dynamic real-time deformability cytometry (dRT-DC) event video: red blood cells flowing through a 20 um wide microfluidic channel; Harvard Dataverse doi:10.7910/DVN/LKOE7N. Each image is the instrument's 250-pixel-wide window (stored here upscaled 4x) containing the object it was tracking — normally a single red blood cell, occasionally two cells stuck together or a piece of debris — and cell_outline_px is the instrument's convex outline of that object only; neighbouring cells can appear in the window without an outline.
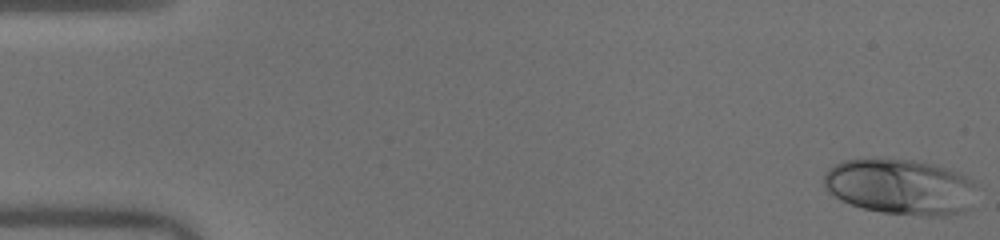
{"species": "human", "species_latin": "Homo sapiens", "temperature_condition": "warm", "stored_images_in_passage": 50, "camera_frame_rate_fps": 3000, "um_per_image_px": 0.085, "donor": {"sex": "male"}, "frame": {"image": 1, "passage_image": 1, "time_ms": 0.0, "image_size_px": [1000, 240], "cell_outline_px": [[976, 184], [972, 208], [964, 212], [944, 216], [924, 216], [880, 212], [864, 208], [852, 204], [836, 196], [824, 188], [824, 176], [828, 168], [844, 160], [880, 156], [912, 160], [932, 164], [960, 172], [972, 180]], "centroid_in_image_um": [76.57, 15.85], "position_along_channel_um": 8.4, "area_um2": 50.4}}
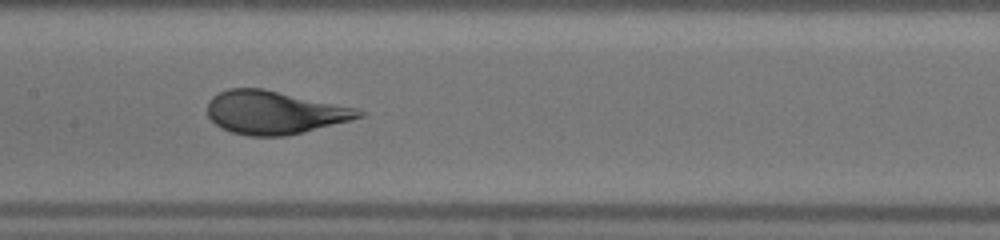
{"frame": {"image": 2, "passage_image": 25, "time_ms": 8.0, "image_size_px": [1000, 240], "cell_outline_px": [[364, 116], [304, 132], [284, 136], [248, 136], [232, 132], [220, 128], [208, 116], [208, 100], [212, 96], [228, 88], [264, 88], [356, 108], [364, 112]], "centroid_in_image_um": [23.28, 9.55], "position_along_channel_um": 184.1, "area_um2": 37.97}}
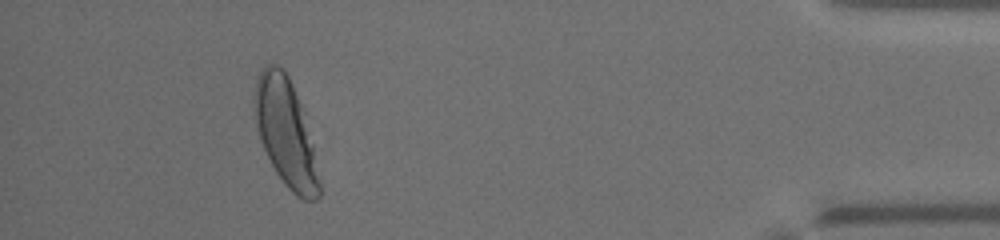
{"frame": {"image": 3, "passage_image": 46, "time_ms": 15.0, "image_size_px": [1000, 240], "cell_outline_px": [[320, 196], [316, 200], [304, 200], [296, 196], [284, 184], [276, 172], [260, 140], [256, 124], [252, 104], [252, 100], [256, 80], [260, 72], [268, 64], [276, 64], [284, 68], [292, 84], [300, 104], [312, 144], [320, 184]], "centroid_in_image_um": [24.25, 11.25], "position_along_channel_um": 411.0, "area_um2": 40.11}, "authors_computed_cell_mechanics": {"area_um2": 40.0265, "velocity_mm_per_s": 4.0595, "shape_relaxation_time_tau1_ms": 3.7972, "shape_relaxation_time_tau2_ms": null, "deformation_change_tau1": 0.1933, "deformation_change_tau2": null}}